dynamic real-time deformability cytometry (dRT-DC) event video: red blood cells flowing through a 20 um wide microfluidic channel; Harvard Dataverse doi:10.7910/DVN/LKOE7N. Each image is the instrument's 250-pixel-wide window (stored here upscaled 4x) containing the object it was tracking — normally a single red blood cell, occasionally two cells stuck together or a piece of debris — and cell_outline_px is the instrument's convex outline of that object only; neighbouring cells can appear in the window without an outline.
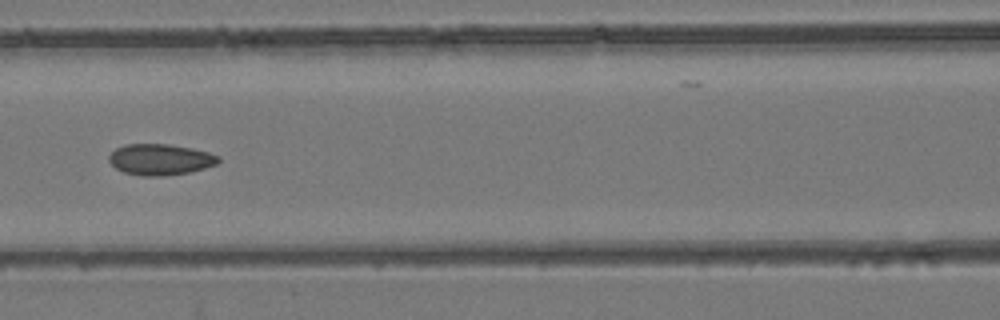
{"species": "common noctule bat (a hibernating species)", "species_latin": "Nyctalus noctula", "temperature_condition": "room temperature", "stored_images_in_passage": 7, "camera_frame_rate_fps": 3000, "um_per_image_px": 0.085, "animal": {"sex": "female", "body_mass_g": 24.6, "forearm_length_mm": 56.2}, "frame": {"image": 1, "passage_image": 6, "time_ms": 1.667, "image_size_px": [1000, 320], "cell_outline_px": [[220, 160], [216, 164], [204, 168], [188, 172], [164, 176], [144, 176], [124, 172], [116, 168], [108, 160], [108, 156], [116, 148], [124, 144], [168, 144], [192, 148], [208, 152], [220, 156]], "centroid_in_image_um": [13.61, 13.55], "position_along_channel_um": 153.0, "area_um2": 19.77}}